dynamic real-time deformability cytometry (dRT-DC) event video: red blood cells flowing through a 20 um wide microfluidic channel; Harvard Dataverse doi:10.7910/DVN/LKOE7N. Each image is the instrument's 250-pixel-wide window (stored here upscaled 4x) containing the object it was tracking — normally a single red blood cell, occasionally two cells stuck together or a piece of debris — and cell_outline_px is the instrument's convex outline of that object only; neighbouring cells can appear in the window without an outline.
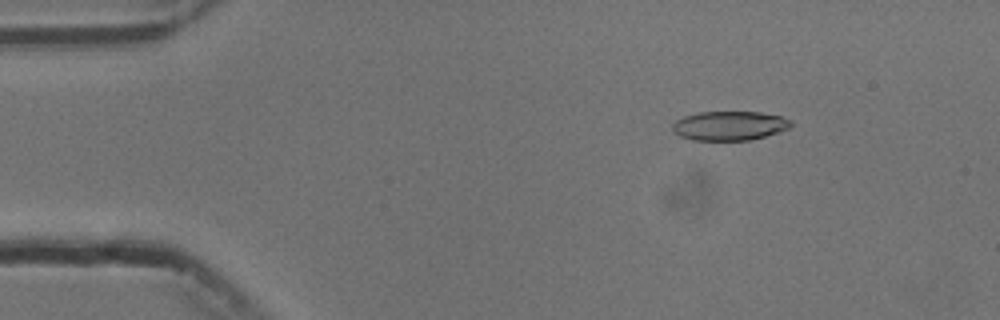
{"species": "common noctule bat (a hibernating species)", "species_latin": "Nyctalus noctula", "temperature_condition": "cold", "stored_images_in_passage": 6, "camera_frame_rate_fps": 3000, "um_per_image_px": 0.085, "animal": {"sex": "male", "body_mass_g": 13.3}, "frame": {"image": 1, "passage_image": 2, "time_ms": 1.333, "image_size_px": [1000, 320], "cell_outline_px": [[792, 124], [788, 128], [780, 132], [752, 140], [692, 140], [680, 136], [672, 132], [672, 124], [676, 120], [684, 116], [700, 112], [760, 112], [780, 116], [792, 120]], "centroid_in_image_um": [62.0, 10.69], "position_along_channel_um": 23.0, "area_um2": 20.29}}
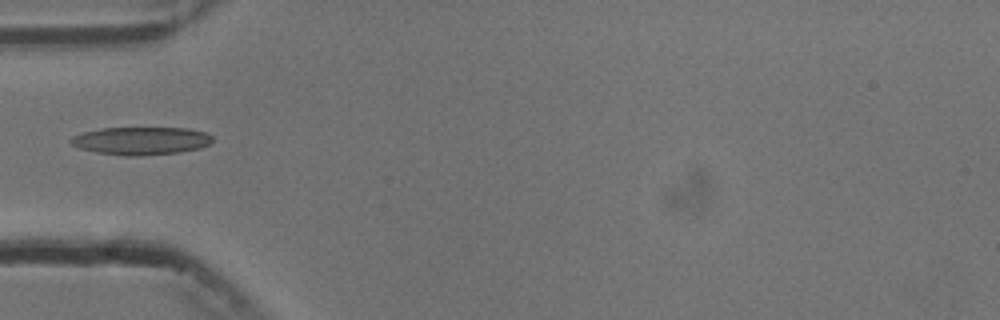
{"frame": {"image": 2, "passage_image": 5, "time_ms": 4.667, "image_size_px": [1000, 320], "cell_outline_px": [[212, 140], [208, 144], [200, 148], [176, 152], [140, 156], [124, 156], [96, 152], [80, 148], [72, 144], [68, 140], [72, 136], [84, 132], [100, 128], [188, 128], [208, 132], [212, 136]], "centroid_in_image_um": [11.98, 11.96], "position_along_channel_um": 73.0, "area_um2": 23.0}}
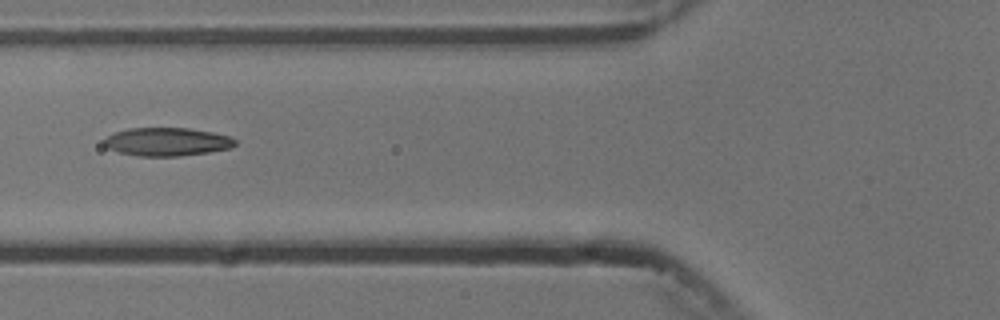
{"frame": {"image": 3, "passage_image": 6, "time_ms": 5.667, "image_size_px": [1000, 320], "cell_outline_px": [[236, 144], [232, 148], [208, 152], [180, 156], [140, 156], [120, 152], [108, 148], [104, 144], [104, 140], [108, 136], [116, 132], [128, 128], [188, 128], [212, 132], [228, 136], [236, 140]], "centroid_in_image_um": [14.22, 12.05], "position_along_channel_um": 111.6, "area_um2": 21.44}}